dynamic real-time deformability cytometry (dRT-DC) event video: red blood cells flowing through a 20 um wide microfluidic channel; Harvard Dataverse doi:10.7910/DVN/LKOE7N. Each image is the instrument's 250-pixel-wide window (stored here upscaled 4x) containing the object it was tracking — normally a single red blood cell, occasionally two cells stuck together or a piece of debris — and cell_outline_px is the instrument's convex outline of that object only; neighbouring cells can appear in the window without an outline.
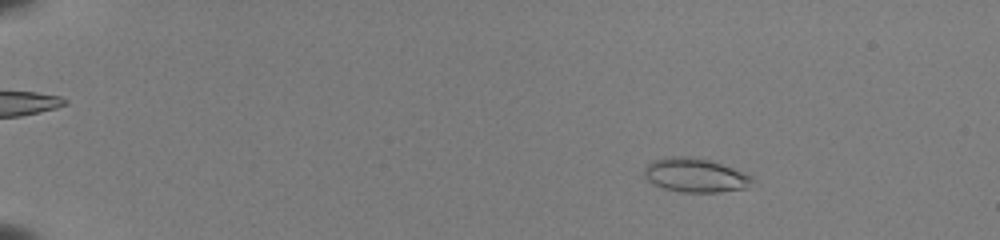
{"species": "common noctule bat (a hibernating species)", "species_latin": "Nyctalus noctula", "temperature_condition": "room temperature", "stored_images_in_passage": 53, "camera_frame_rate_fps": 3000, "um_per_image_px": 0.085, "animal": {"sex": "female", "body_mass_g": 22.0, "forearm_length_mm": 56.7}, "frame": {"image": 1, "passage_image": 9, "time_ms": 2.667, "image_size_px": [1000, 240], "cell_outline_px": [[752, 180], [748, 188], [716, 192], [684, 192], [664, 188], [652, 184], [644, 176], [644, 168], [652, 160], [664, 156], [692, 156], [708, 160], [744, 172], [752, 176]], "centroid_in_image_um": [59.05, 14.88], "position_along_channel_um": 26.0, "area_um2": 21.39}}
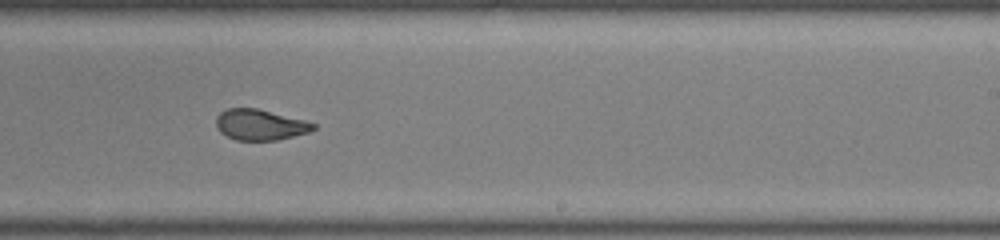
{"frame": {"image": 2, "passage_image": 36, "time_ms": 11.667, "image_size_px": [1000, 240], "cell_outline_px": [[316, 128], [308, 132], [276, 140], [236, 140], [220, 132], [216, 128], [216, 116], [220, 112], [228, 108], [256, 108], [304, 120], [316, 124]], "centroid_in_image_um": [22.07, 10.6], "position_along_channel_um": 266.9, "area_um2": 17.28}}
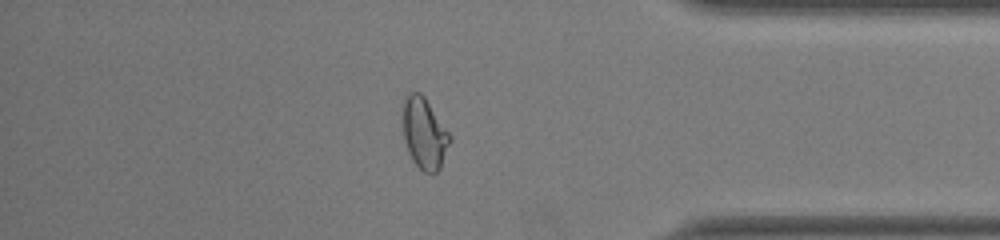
{"frame": {"image": 3, "passage_image": 47, "time_ms": 15.333, "image_size_px": [1000, 240], "cell_outline_px": [[452, 140], [440, 168], [436, 172], [424, 172], [412, 160], [408, 152], [404, 136], [404, 100], [408, 92], [420, 92], [424, 96], [452, 136]], "centroid_in_image_um": [36.1, 11.34], "position_along_channel_um": 399.1, "area_um2": 19.31}, "authors_computed_cell_mechanics": {"area_um2": 19.9988, "velocity_mm_per_s": 3.9858, "shape_relaxation_time_tau1_ms": null, "shape_relaxation_time_tau2_ms": 1.0321, "deformation_change_tau1": null, "deformation_change_tau2": 0.0548}}